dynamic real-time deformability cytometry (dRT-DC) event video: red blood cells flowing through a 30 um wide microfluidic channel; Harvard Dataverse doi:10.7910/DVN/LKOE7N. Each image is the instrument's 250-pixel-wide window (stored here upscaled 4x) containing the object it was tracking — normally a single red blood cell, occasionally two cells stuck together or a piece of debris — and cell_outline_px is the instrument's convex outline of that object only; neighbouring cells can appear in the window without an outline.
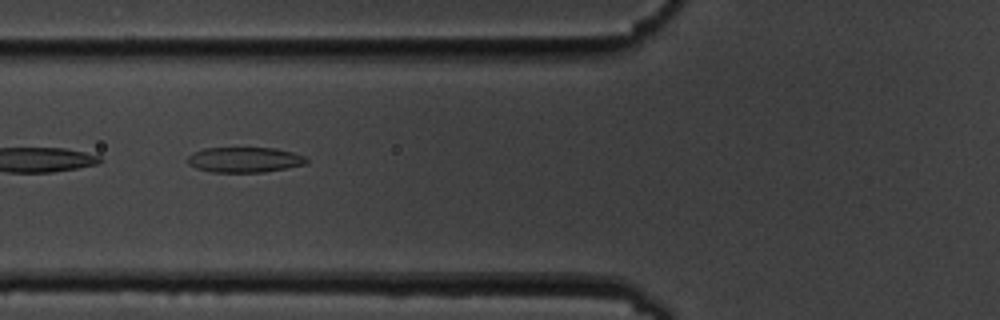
{"species": "common noctule bat (a hibernating species)", "species_latin": "Nyctalus noctula", "temperature_condition": "cold", "stored_images_in_passage": 8, "camera_frame_rate_fps": 3000, "um_per_image_px": 0.085, "animal": {"sex": "male", "body_mass_g": 19.5, "forearm_length_mm": 54.6}, "frame": {"image": 1, "passage_image": 7, "time_ms": 7.0, "image_size_px": [1000, 320], "cell_outline_px": [[308, 164], [264, 172], [212, 172], [196, 168], [188, 164], [188, 156], [192, 152], [204, 148], [276, 148], [292, 152], [304, 156], [308, 160]], "centroid_in_image_um": [20.79, 13.58], "position_along_channel_um": 105.0, "area_um2": 17.57}}